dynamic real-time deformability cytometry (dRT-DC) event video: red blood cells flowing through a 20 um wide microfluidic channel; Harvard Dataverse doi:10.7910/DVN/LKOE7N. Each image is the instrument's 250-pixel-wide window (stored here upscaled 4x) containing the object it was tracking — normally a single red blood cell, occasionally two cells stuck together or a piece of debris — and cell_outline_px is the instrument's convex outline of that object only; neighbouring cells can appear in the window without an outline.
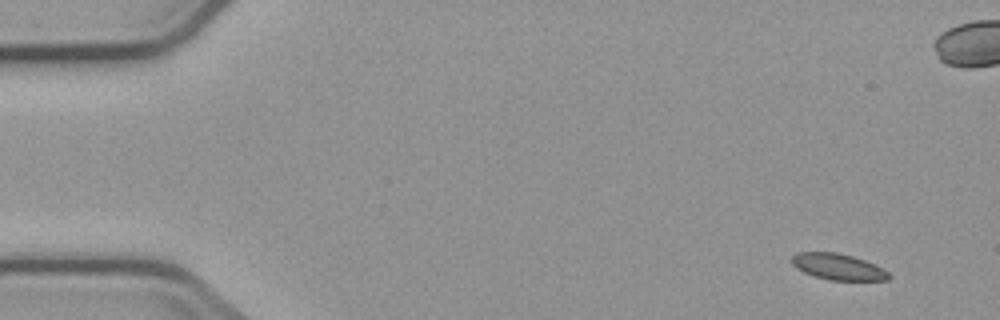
{"species": "common noctule bat (a hibernating species)", "species_latin": "Nyctalus noctula", "temperature_condition": "cold", "stored_images_in_passage": 10, "camera_frame_rate_fps": 3000, "um_per_image_px": 0.085, "animal": {"sex": "male", "body_mass_g": 23.1, "forearm_length_mm": 52.7}, "frame": {"image": 1, "passage_image": 1, "time_ms": 0.0, "image_size_px": [1000, 320], "cell_outline_px": [[892, 276], [888, 280], [828, 280], [804, 272], [796, 268], [792, 264], [792, 256], [800, 252], [836, 252], [852, 256], [864, 260], [888, 272]], "centroid_in_image_um": [71.22, 22.68], "position_along_channel_um": 13.8, "area_um2": 14.57}}
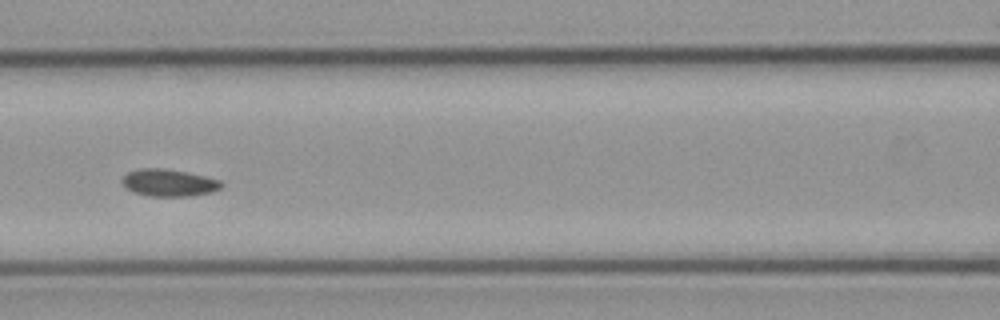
{"frame": {"image": 2, "passage_image": 6, "time_ms": 7.0, "image_size_px": [1000, 320], "cell_outline_px": [[224, 188], [212, 192], [188, 196], [148, 196], [132, 192], [124, 188], [120, 180], [128, 172], [140, 168], [164, 168], [204, 176], [220, 180], [224, 184]], "centroid_in_image_um": [14.33, 15.54], "position_along_channel_um": 152.3, "area_um2": 15.9}}
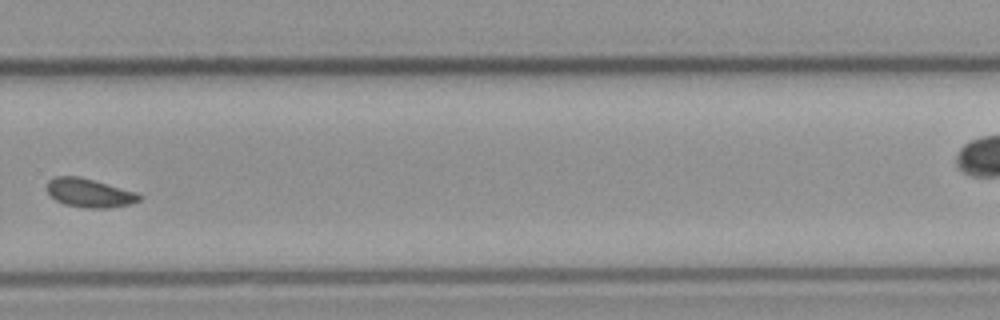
{"frame": {"image": 3, "passage_image": 10, "time_ms": 11.667, "image_size_px": [1000, 320], "cell_outline_px": [[144, 196], [140, 200], [132, 204], [108, 208], [84, 208], [64, 204], [56, 200], [48, 192], [48, 180], [56, 176], [80, 176], [136, 192]], "centroid_in_image_um": [7.63, 16.4], "position_along_channel_um": 322.2, "area_um2": 15.49}}